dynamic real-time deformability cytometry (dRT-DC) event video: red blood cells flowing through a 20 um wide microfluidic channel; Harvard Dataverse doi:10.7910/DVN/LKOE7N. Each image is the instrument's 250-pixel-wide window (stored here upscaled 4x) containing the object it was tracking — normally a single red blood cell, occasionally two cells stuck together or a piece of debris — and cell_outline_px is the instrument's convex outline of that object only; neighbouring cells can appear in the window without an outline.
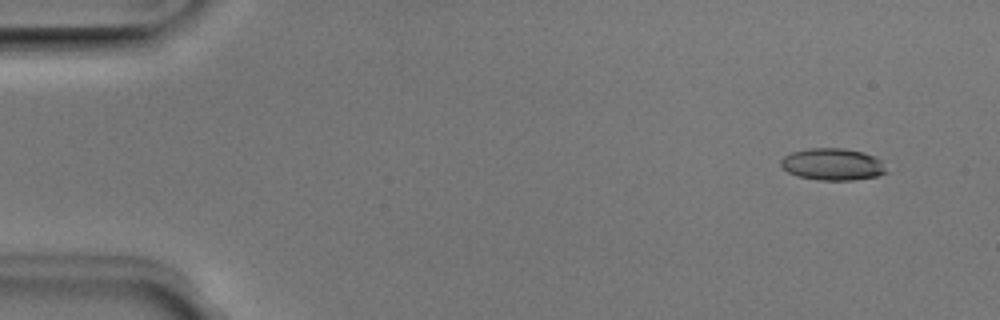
{"species": "Egyptian fruit bat (a non-hibernating species)", "species_latin": "Rousettus aegyptiacus", "temperature_condition": "room temperature", "stored_images_in_passage": 50, "camera_frame_rate_fps": 3000, "um_per_image_px": 0.085, "animal": {"sex": "male"}, "frame": {"image": 1, "passage_image": 4, "time_ms": 1.0, "image_size_px": [1000, 320], "cell_outline_px": [[888, 172], [876, 176], [852, 180], [816, 180], [796, 176], [788, 172], [780, 164], [780, 160], [784, 156], [792, 152], [808, 148], [844, 148], [864, 152], [876, 156], [880, 160]], "centroid_in_image_um": [70.76, 13.96], "position_along_channel_um": 14.2, "area_um2": 19.77}}
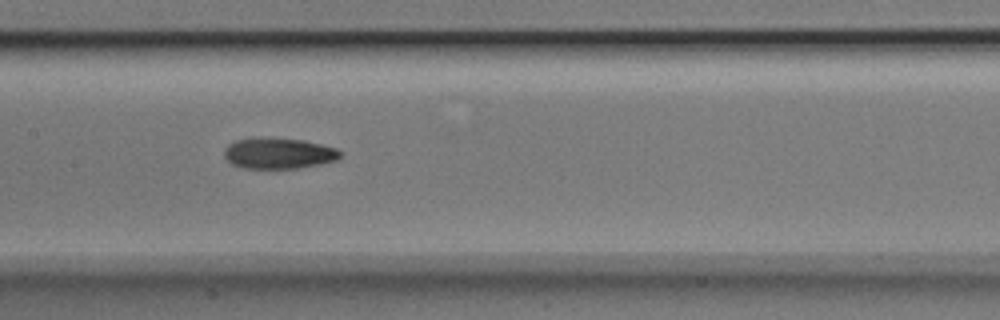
{"frame": {"image": 2, "passage_image": 25, "time_ms": 8.0, "image_size_px": [1000, 320], "cell_outline_px": [[344, 152], [336, 160], [320, 164], [296, 168], [244, 168], [232, 164], [224, 156], [224, 148], [228, 144], [236, 140], [252, 136], [264, 136], [304, 140], [336, 148]], "centroid_in_image_um": [23.65, 13.0], "position_along_channel_um": 183.7, "area_um2": 21.27}}
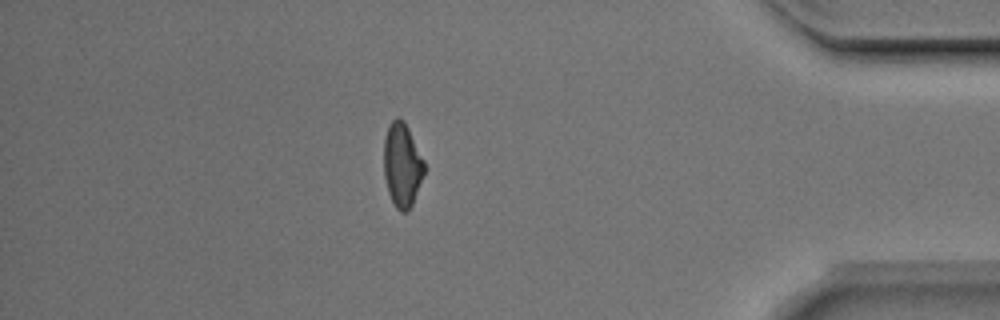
{"frame": {"image": 3, "passage_image": 44, "time_ms": 14.333, "image_size_px": [1000, 320], "cell_outline_px": [[424, 172], [412, 204], [408, 212], [400, 212], [396, 208], [388, 192], [384, 176], [384, 136], [388, 124], [396, 116], [404, 120], [424, 160]], "centroid_in_image_um": [34.16, 13.99], "position_along_channel_um": 401.0, "area_um2": 19.77}, "authors_computed_cell_mechanics": {"area_um2": 20.2878, "velocity_mm_per_s": 4.0435, "shape_relaxation_time_tau1_ms": 5.3102, "shape_relaxation_time_tau2_ms": 6.4787, "deformation_change_tau1": 0.1696, "deformation_change_tau2": 0.1484}}